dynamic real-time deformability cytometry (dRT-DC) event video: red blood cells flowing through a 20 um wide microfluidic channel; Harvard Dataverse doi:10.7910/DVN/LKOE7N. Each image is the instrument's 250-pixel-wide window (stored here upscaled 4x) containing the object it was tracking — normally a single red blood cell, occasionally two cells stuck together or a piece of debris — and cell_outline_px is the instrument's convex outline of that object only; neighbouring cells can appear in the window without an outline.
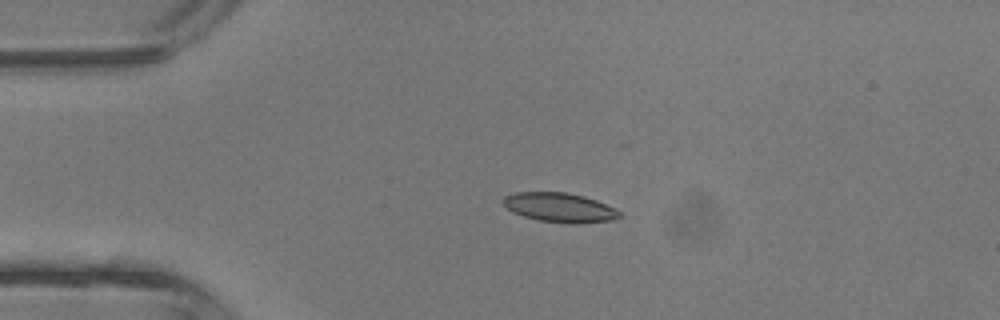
{"species": "common noctule bat (a hibernating species)", "species_latin": "Nyctalus noctula", "temperature_condition": "room temperature", "stored_images_in_passage": 35, "camera_frame_rate_fps": 3000, "um_per_image_px": 0.085, "animal": {"sex": "male", "body_mass_g": 13.3}, "frame": {"image": 1, "passage_image": 1, "time_ms": 0.0, "image_size_px": [1000, 320], "cell_outline_px": [[624, 216], [612, 220], [540, 220], [524, 216], [512, 212], [504, 204], [504, 196], [516, 192], [564, 192], [584, 196], [596, 200], [616, 208]], "centroid_in_image_um": [47.55, 17.57], "position_along_channel_um": 37.4, "area_um2": 18.79}}
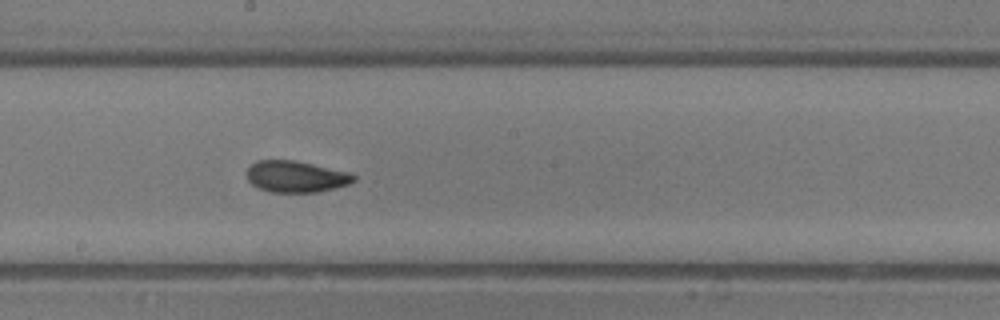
{"frame": {"image": 2, "passage_image": 15, "time_ms": 4.667, "image_size_px": [1000, 320], "cell_outline_px": [[356, 180], [348, 184], [336, 188], [320, 192], [272, 192], [260, 188], [252, 184], [248, 180], [248, 168], [256, 160], [296, 160], [348, 172], [356, 176]], "centroid_in_image_um": [25.18, 15.01], "position_along_channel_um": 223.0, "area_um2": 19.54}}
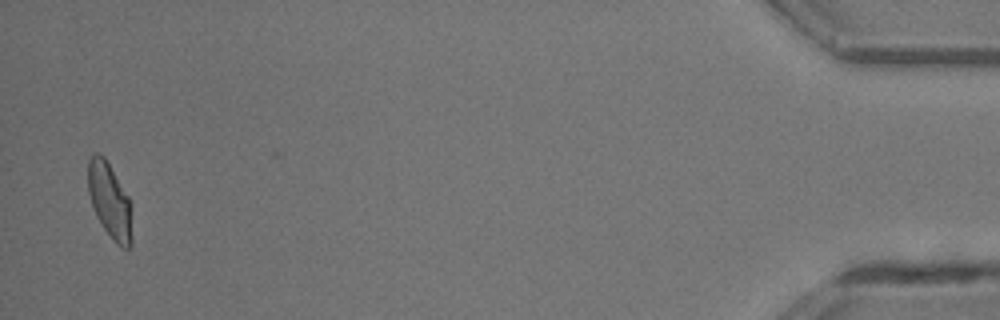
{"frame": {"image": 3, "passage_image": 34, "time_ms": 11.0, "image_size_px": [1000, 320], "cell_outline_px": [[132, 244], [128, 248], [120, 248], [116, 244], [104, 228], [96, 216], [88, 192], [88, 160], [96, 152], [104, 156], [128, 196], [132, 204]], "centroid_in_image_um": [9.35, 17.1], "position_along_channel_um": 425.8, "area_um2": 19.42}, "authors_computed_cell_mechanics": {"area_um2": 19.4208, "velocity_mm_per_s": 4.6928, "shape_relaxation_time_tau1_ms": 3.2346, "shape_relaxation_time_tau2_ms": 1.1887, "deformation_change_tau1": 0.1217, "deformation_change_tau2": 0.054}}